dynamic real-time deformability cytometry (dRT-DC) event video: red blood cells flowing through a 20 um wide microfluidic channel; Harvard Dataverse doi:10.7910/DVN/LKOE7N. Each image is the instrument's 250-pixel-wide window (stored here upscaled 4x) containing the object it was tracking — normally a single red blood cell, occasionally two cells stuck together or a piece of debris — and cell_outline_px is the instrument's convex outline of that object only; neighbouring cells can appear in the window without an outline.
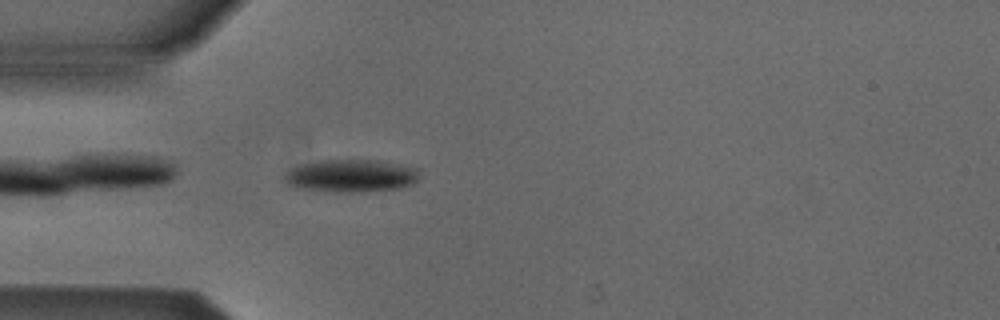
{"species": "Egyptian fruit bat (a non-hibernating species)", "species_latin": "Rousettus aegyptiacus", "temperature_condition": "cold", "stored_images_in_passage": 39, "camera_frame_rate_fps": 3000, "um_per_image_px": 0.085, "animal": {"sex": "male"}, "frame": {"image": 1, "passage_image": 2, "time_ms": 0.333, "image_size_px": [1000, 320], "cell_outline_px": [[416, 180], [412, 184], [400, 188], [360, 192], [340, 192], [304, 188], [288, 184], [280, 180], [284, 172], [288, 168], [300, 164], [320, 160], [380, 160], [416, 168]], "centroid_in_image_um": [29.74, 14.93], "position_along_channel_um": 55.3, "area_um2": 25.66}}
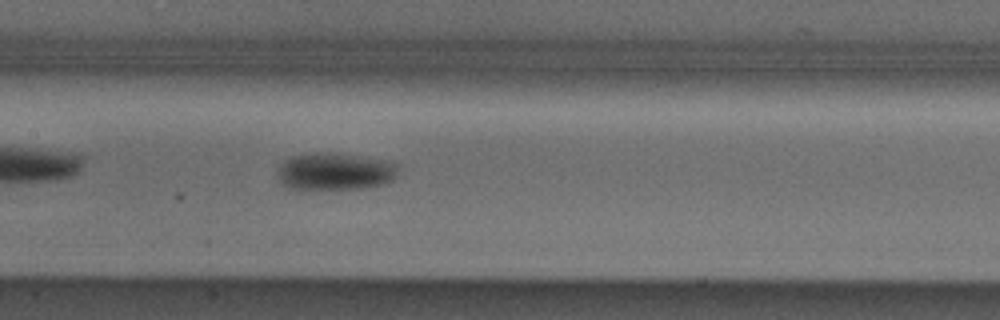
{"frame": {"image": 2, "passage_image": 12, "time_ms": 3.667, "image_size_px": [1000, 320], "cell_outline_px": [[400, 164], [396, 176], [392, 180], [384, 184], [360, 188], [292, 188], [280, 184], [280, 164], [284, 160], [292, 156], [312, 152], [328, 152], [388, 160]], "centroid_in_image_um": [28.53, 14.55], "position_along_channel_um": 178.9, "area_um2": 26.01}}
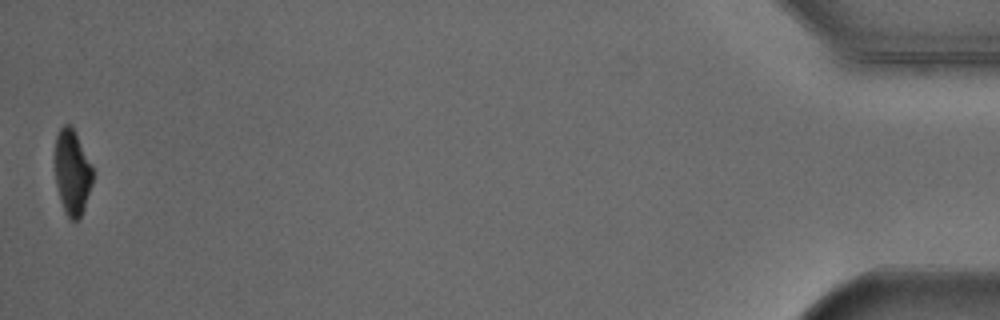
{"frame": {"image": 3, "passage_image": 39, "time_ms": 12.667, "image_size_px": [1000, 320], "cell_outline_px": [[92, 184], [80, 220], [72, 220], [64, 212], [60, 200], [56, 184], [56, 136], [60, 128], [64, 124], [68, 124], [76, 132], [92, 164]], "centroid_in_image_um": [6.15, 14.66], "position_along_channel_um": 429.0, "area_um2": 18.67}, "authors_computed_cell_mechanics": {"area_um2": 24.3338, "velocity_mm_per_s": 3.8848, "shape_relaxation_time_tau1_ms": 1.7619, "shape_relaxation_time_tau2_ms": null, "deformation_change_tau1": 0.1162, "deformation_change_tau2": null}}